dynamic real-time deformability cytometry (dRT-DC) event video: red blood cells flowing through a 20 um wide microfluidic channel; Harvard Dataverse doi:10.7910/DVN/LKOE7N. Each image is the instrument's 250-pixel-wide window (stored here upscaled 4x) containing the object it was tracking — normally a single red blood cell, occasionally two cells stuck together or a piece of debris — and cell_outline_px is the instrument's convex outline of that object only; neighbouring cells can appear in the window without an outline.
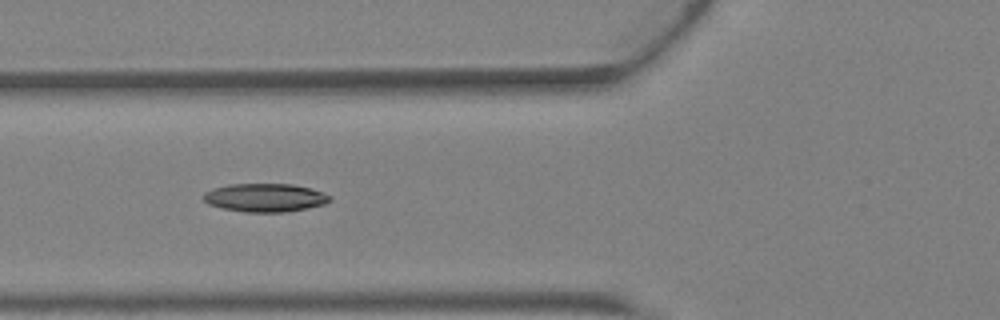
{"species": "Egyptian fruit bat (a non-hibernating species)", "species_latin": "Rousettus aegyptiacus", "temperature_condition": "warm", "stored_images_in_passage": 4, "camera_frame_rate_fps": 3000, "um_per_image_px": 0.085, "animal": {"sex": "female"}, "frame": {"image": 1, "passage_image": 4, "time_ms": 1.0, "image_size_px": [1000, 320], "cell_outline_px": [[332, 200], [324, 204], [284, 212], [244, 212], [220, 208], [208, 204], [204, 200], [204, 192], [212, 188], [228, 184], [292, 184], [312, 188], [332, 196]], "centroid_in_image_um": [22.51, 16.79], "position_along_channel_um": 103.3, "area_um2": 20.98}}